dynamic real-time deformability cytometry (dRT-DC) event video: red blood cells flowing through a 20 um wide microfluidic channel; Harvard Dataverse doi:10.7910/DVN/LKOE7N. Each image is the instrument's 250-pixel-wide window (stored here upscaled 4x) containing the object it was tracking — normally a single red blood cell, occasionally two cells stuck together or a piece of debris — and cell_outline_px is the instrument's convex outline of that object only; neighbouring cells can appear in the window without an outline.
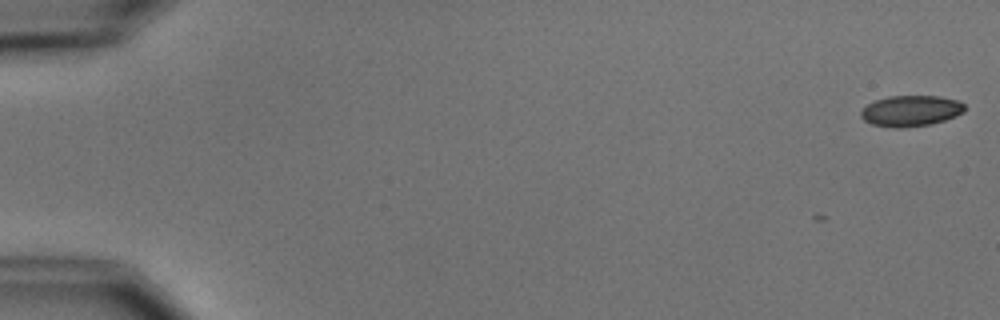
{"species": "common noctule bat (a hibernating species)", "species_latin": "Nyctalus noctula", "temperature_condition": "cold", "stored_images_in_passage": 9, "camera_frame_rate_fps": 3000, "um_per_image_px": 0.085, "animal": {"sex": "male", "body_mass_g": 15.6}, "frame": {"image": 1, "passage_image": 1, "time_ms": 0.0, "image_size_px": [1000, 320], "cell_outline_px": [[964, 112], [956, 116], [932, 124], [900, 128], [892, 128], [872, 124], [864, 120], [860, 116], [860, 112], [868, 104], [876, 100], [888, 96], [940, 96], [956, 100], [964, 104]], "centroid_in_image_um": [77.41, 9.43], "position_along_channel_um": 7.6, "area_um2": 18.67}}
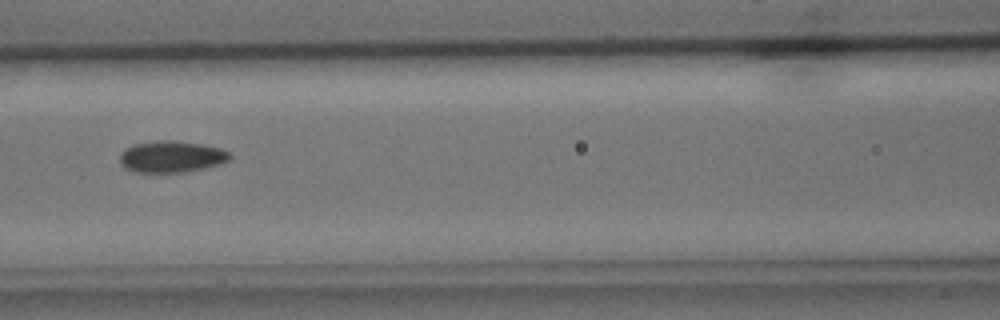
{"frame": {"image": 2, "passage_image": 8, "time_ms": 8.0, "image_size_px": [1000, 320], "cell_outline_px": [[232, 156], [228, 160], [220, 164], [188, 172], [132, 172], [124, 168], [120, 164], [120, 152], [124, 148], [136, 144], [160, 140], [172, 140], [200, 144], [220, 148], [228, 152]], "centroid_in_image_um": [14.54, 13.33], "position_along_channel_um": 152.1, "area_um2": 20.29}}
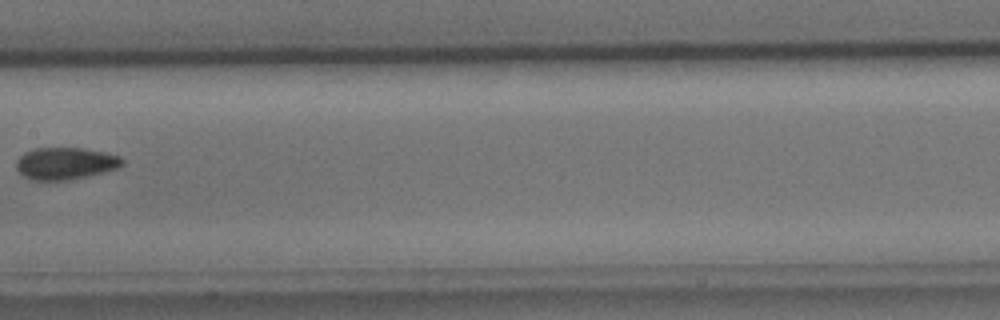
{"frame": {"image": 3, "passage_image": 9, "time_ms": 9.333, "image_size_px": [1000, 320], "cell_outline_px": [[124, 164], [116, 168], [88, 176], [68, 180], [32, 180], [24, 176], [16, 168], [16, 160], [24, 152], [36, 148], [84, 148], [104, 152], [120, 156], [124, 160]], "centroid_in_image_um": [5.55, 13.88], "position_along_channel_um": 201.8, "area_um2": 19.77}}